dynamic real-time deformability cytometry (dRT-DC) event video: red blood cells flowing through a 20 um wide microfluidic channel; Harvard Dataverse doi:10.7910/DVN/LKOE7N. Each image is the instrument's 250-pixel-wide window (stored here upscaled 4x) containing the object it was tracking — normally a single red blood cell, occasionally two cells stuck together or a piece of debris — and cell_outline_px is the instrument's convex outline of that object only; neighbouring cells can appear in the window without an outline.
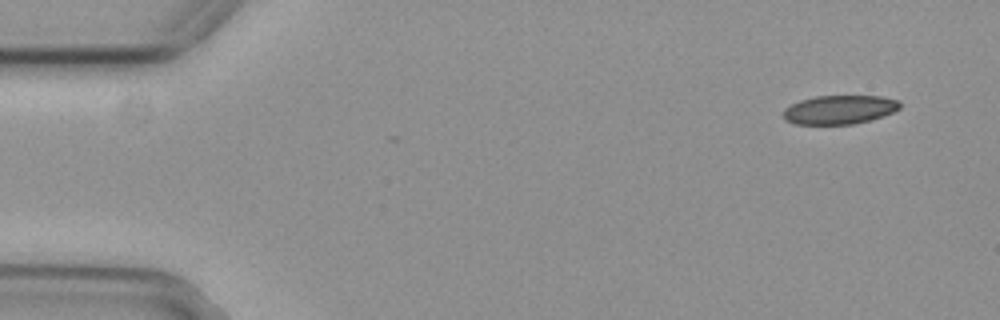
{"species": "common noctule bat (a hibernating species)", "species_latin": "Nyctalus noctula", "temperature_condition": "cold", "stored_images_in_passage": 52, "camera_frame_rate_fps": 3000, "um_per_image_px": 0.085, "animal": {"sex": "female", "body_mass_g": 29.2, "forearm_length_mm": 56.3}, "frame": {"image": 1, "passage_image": 1, "time_ms": 0.0, "image_size_px": [1000, 320], "cell_outline_px": [[900, 108], [892, 112], [872, 120], [852, 124], [796, 124], [788, 120], [784, 116], [784, 108], [800, 100], [816, 96], [880, 96], [896, 100], [900, 104]], "centroid_in_image_um": [71.36, 9.32], "position_along_channel_um": 13.6, "area_um2": 19.36}}
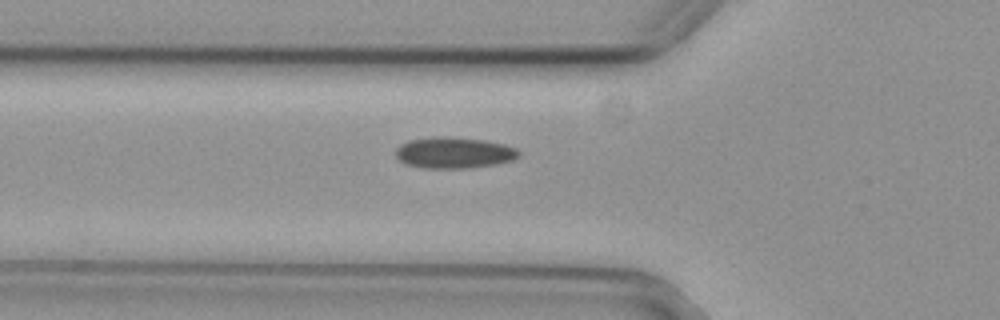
{"frame": {"image": 2, "passage_image": 16, "time_ms": 5.0, "image_size_px": [1000, 320], "cell_outline_px": [[520, 156], [512, 160], [496, 164], [468, 168], [424, 168], [408, 164], [400, 160], [396, 156], [396, 148], [400, 144], [408, 140], [436, 136], [444, 136], [484, 140], [504, 144], [516, 148], [520, 152]], "centroid_in_image_um": [38.6, 12.97], "position_along_channel_um": 87.2, "area_um2": 22.37}}
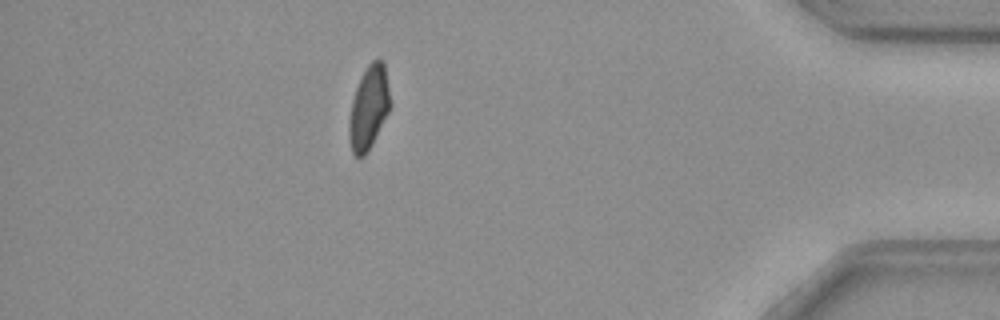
{"frame": {"image": 3, "passage_image": 45, "time_ms": 14.667, "image_size_px": [1000, 320], "cell_outline_px": [[388, 112], [372, 144], [364, 156], [356, 156], [352, 152], [348, 136], [348, 120], [352, 100], [356, 88], [368, 64], [372, 60], [384, 60], [388, 88]], "centroid_in_image_um": [31.31, 9.17], "position_along_channel_um": 403.9, "area_um2": 19.48}, "authors_computed_cell_mechanics": {"area_um2": 21.2415, "velocity_mm_per_s": 3.7796, "shape_relaxation_time_tau1_ms": 6.2078, "shape_relaxation_time_tau2_ms": 3.6889, "deformation_change_tau1": 0.1178, "deformation_change_tau2": 0.0767}}